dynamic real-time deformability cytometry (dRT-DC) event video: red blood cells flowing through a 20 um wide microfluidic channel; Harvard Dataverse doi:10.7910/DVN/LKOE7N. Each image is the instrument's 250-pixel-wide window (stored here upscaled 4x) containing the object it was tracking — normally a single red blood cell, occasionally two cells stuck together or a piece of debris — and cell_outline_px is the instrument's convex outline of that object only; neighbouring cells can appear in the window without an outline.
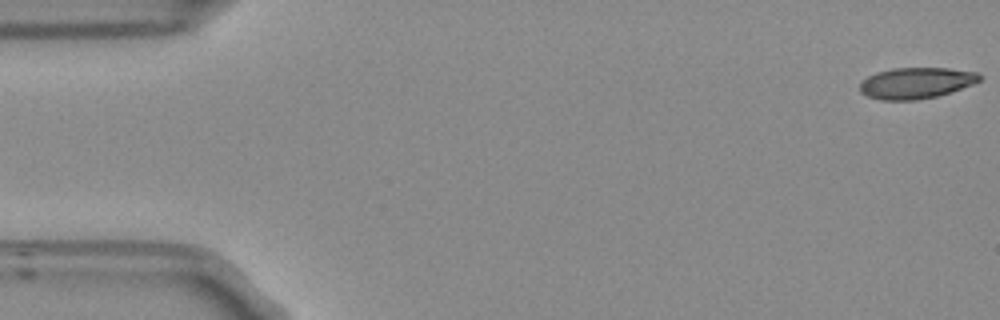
{"species": "Egyptian fruit bat (a non-hibernating species)", "species_latin": "Rousettus aegyptiacus", "temperature_condition": "room temperature", "stored_images_in_passage": 54, "camera_frame_rate_fps": 3000, "um_per_image_px": 0.085, "frame": {"image": 1, "passage_image": 1, "time_ms": 0.0, "image_size_px": [1000, 320], "cell_outline_px": [[980, 80], [972, 84], [936, 96], [916, 100], [880, 100], [868, 96], [860, 92], [860, 80], [876, 72], [892, 68], [948, 68], [976, 72], [980, 76]], "centroid_in_image_um": [77.8, 7.05], "position_along_channel_um": 7.2, "area_um2": 21.56}}
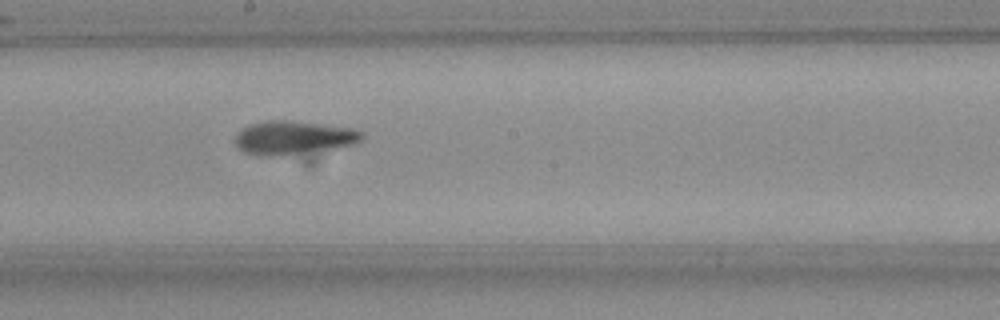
{"frame": {"image": 2, "passage_image": 29, "time_ms": 9.333, "image_size_px": [1000, 320], "cell_outline_px": [[364, 136], [360, 140], [352, 144], [332, 148], [280, 156], [260, 156], [244, 152], [236, 144], [236, 132], [240, 128], [252, 124], [268, 120], [288, 120], [352, 128], [364, 132]], "centroid_in_image_um": [24.9, 11.69], "position_along_channel_um": 223.3, "area_um2": 24.57}}
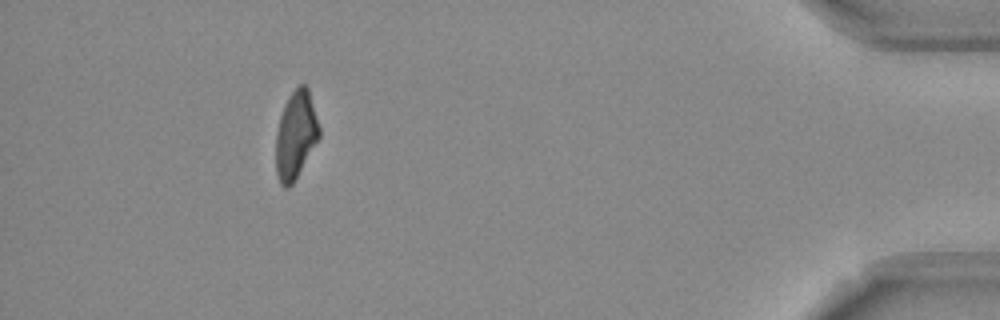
{"frame": {"image": 3, "passage_image": 49, "time_ms": 16.0, "image_size_px": [1000, 320], "cell_outline_px": [[320, 136], [292, 184], [288, 188], [284, 188], [280, 184], [276, 176], [276, 132], [280, 116], [284, 104], [288, 96], [300, 84], [304, 84], [308, 88], [320, 128]], "centroid_in_image_um": [25.12, 11.48], "position_along_channel_um": 410.1, "area_um2": 22.02}, "authors_computed_cell_mechanics": {"area_um2": 23.0044, "velocity_mm_per_s": 3.7599, "shape_relaxation_time_tau1_ms": 9.9883, "shape_relaxation_time_tau2_ms": 2.3996, "deformation_change_tau1": 0.2554, "deformation_change_tau2": 0.1053}}